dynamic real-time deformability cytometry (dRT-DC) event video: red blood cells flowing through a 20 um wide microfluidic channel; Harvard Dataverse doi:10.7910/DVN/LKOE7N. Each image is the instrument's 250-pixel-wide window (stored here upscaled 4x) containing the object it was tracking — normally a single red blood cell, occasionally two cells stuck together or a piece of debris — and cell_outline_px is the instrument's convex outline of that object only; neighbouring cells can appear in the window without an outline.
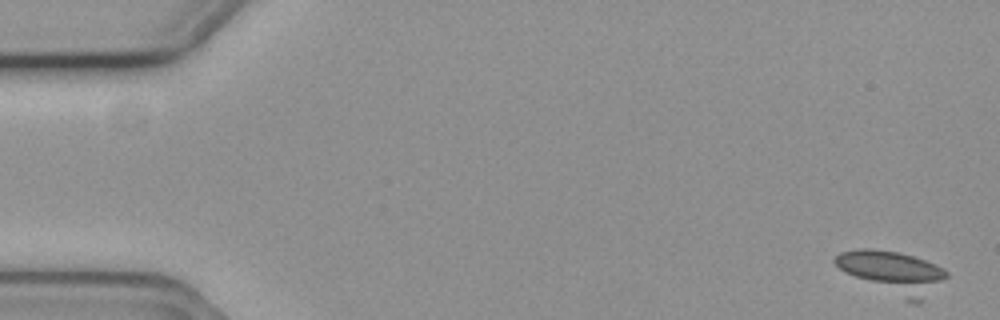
{"species": "common noctule bat (a hibernating species)", "species_latin": "Nyctalus noctula", "temperature_condition": "cold", "stored_images_in_passage": 16, "camera_frame_rate_fps": 3000, "um_per_image_px": 0.085, "animal": {"sex": "female", "body_mass_g": 19.3, "forearm_length_mm": 54.1}, "frame": {"image": 1, "passage_image": 1, "time_ms": 0.0, "image_size_px": [1000, 320], "cell_outline_px": [[948, 276], [920, 304], [912, 304], [844, 272], [832, 260], [840, 252], [860, 248], [868, 248], [900, 252], [936, 264], [944, 268], [948, 272]], "centroid_in_image_um": [75.92, 23.16], "position_along_channel_um": 9.1, "area_um2": 27.46}}
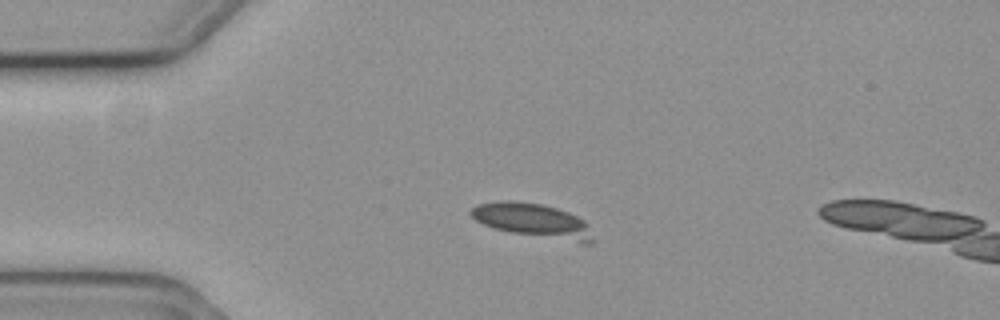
{"frame": {"image": 2, "passage_image": 13, "time_ms": 4.0, "image_size_px": [1000, 320], "cell_outline_px": [[596, 240], [592, 244], [584, 244], [512, 232], [492, 228], [476, 220], [468, 212], [472, 208], [480, 204], [504, 200], [512, 200], [540, 204], [556, 208], [568, 212], [584, 220], [588, 224]], "centroid_in_image_um": [45.37, 18.76], "position_along_channel_um": 39.6, "area_um2": 24.28}}